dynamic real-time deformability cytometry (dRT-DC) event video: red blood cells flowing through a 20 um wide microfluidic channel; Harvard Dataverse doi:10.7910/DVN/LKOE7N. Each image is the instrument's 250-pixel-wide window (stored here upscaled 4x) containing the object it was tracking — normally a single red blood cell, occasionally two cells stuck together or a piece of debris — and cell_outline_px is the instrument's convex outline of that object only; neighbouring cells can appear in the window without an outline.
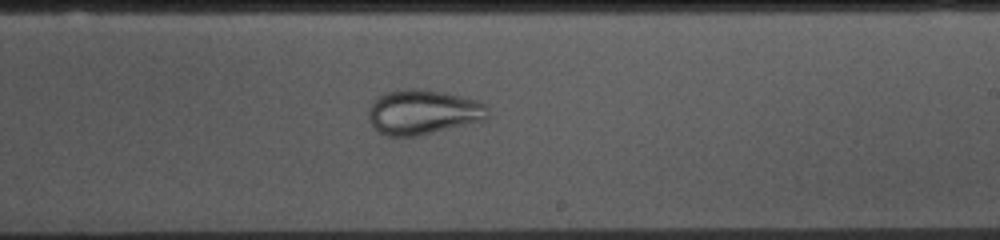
{"species": "common noctule bat (a hibernating species)", "species_latin": "Nyctalus noctula", "temperature_condition": "cold", "stored_images_in_passage": 54, "camera_frame_rate_fps": 3000, "um_per_image_px": 0.085, "animal": {"sex": "female", "body_mass_g": 10.0, "forearm_length_mm": 53.1}, "frame": {"image": 1, "passage_image": 30, "time_ms": 9.667, "image_size_px": [1000, 240], "cell_outline_px": [[488, 116], [484, 120], [416, 136], [388, 136], [380, 132], [372, 124], [368, 116], [368, 108], [376, 96], [384, 92], [396, 88], [416, 88], [444, 92], [476, 100], [484, 104], [488, 108]], "centroid_in_image_um": [35.9, 9.5], "position_along_channel_um": 253.1, "area_um2": 31.21}}
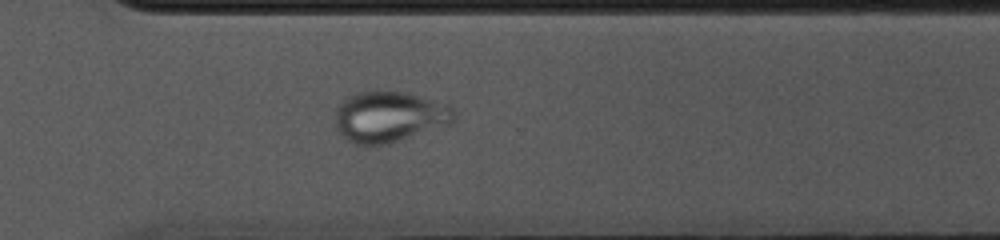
{"frame": {"image": 2, "passage_image": 37, "time_ms": 12.0, "image_size_px": [1000, 240], "cell_outline_px": [[456, 120], [452, 124], [388, 144], [360, 148], [352, 144], [336, 128], [336, 104], [348, 96], [372, 88], [376, 88], [404, 92], [452, 104], [456, 112]], "centroid_in_image_um": [33.11, 9.92], "position_along_channel_um": 337.5, "area_um2": 36.7}}
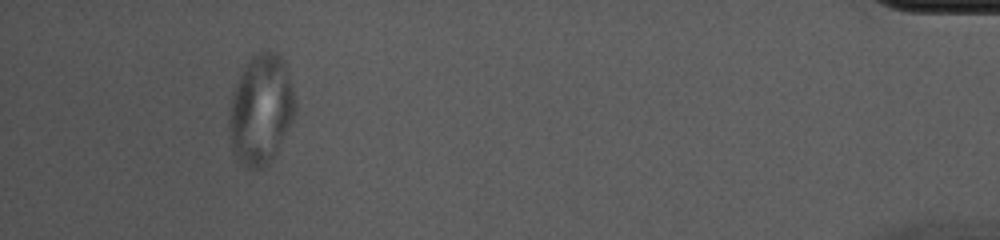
{"frame": {"image": 3, "passage_image": 49, "time_ms": 16.0, "image_size_px": [1000, 240], "cell_outline_px": [[296, 112], [272, 160], [268, 164], [260, 168], [248, 168], [240, 164], [236, 160], [232, 152], [228, 124], [228, 120], [232, 92], [248, 60], [252, 56], [268, 48], [276, 52], [284, 60], [288, 68], [296, 96]], "centroid_in_image_um": [22.19, 9.3], "position_along_channel_um": 413.0, "area_um2": 42.95}}